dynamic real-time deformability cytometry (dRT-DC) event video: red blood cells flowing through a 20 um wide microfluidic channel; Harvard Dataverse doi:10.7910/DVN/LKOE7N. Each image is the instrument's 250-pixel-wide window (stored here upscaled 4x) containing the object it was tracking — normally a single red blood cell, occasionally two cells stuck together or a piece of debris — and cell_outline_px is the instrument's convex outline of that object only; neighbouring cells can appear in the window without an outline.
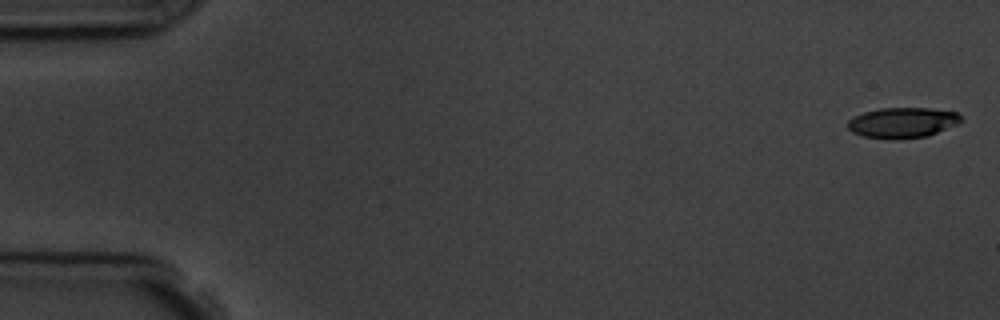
{"species": "common noctule bat (a hibernating species)", "species_latin": "Nyctalus noctula", "temperature_condition": "room temperature", "stored_images_in_passage": 8, "camera_frame_rate_fps": 3000, "um_per_image_px": 0.085, "animal": {"sex": "male", "body_mass_g": 19.5, "forearm_length_mm": 54.6}, "frame": {"image": 1, "passage_image": 1, "time_ms": 0.0, "image_size_px": [1000, 320], "cell_outline_px": [[964, 120], [960, 124], [928, 136], [864, 136], [852, 132], [848, 128], [848, 120], [864, 112], [880, 108], [928, 108], [956, 112]], "centroid_in_image_um": [76.79, 10.37], "position_along_channel_um": 8.2, "area_um2": 19.31}}
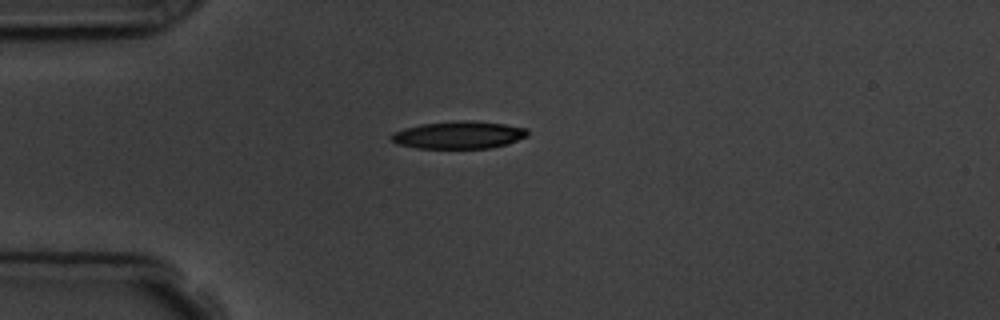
{"frame": {"image": 2, "passage_image": 4, "time_ms": 4.333, "image_size_px": [1000, 320], "cell_outline_px": [[528, 136], [508, 144], [492, 148], [416, 148], [396, 144], [388, 136], [392, 132], [404, 128], [420, 124], [460, 120], [472, 120], [504, 124], [524, 128], [528, 132]], "centroid_in_image_um": [38.95, 11.47], "position_along_channel_um": 46.0, "area_um2": 22.02}}